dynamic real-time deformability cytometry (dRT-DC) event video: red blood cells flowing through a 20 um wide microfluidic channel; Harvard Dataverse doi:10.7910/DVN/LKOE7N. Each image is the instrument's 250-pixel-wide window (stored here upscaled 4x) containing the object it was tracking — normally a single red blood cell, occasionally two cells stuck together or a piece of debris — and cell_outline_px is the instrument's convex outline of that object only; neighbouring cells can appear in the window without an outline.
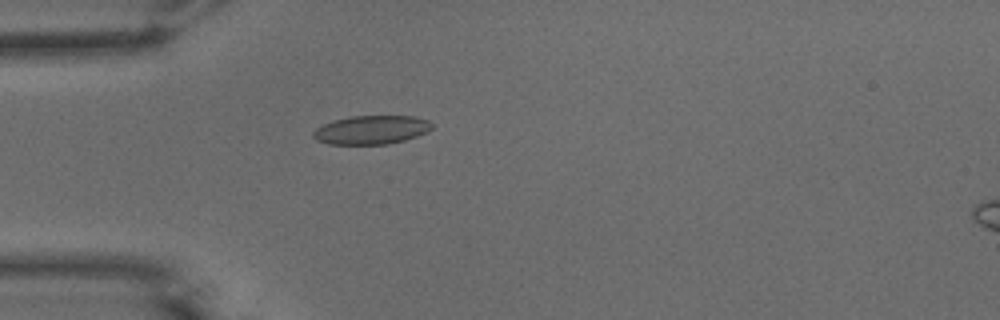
{"species": "common noctule bat (a hibernating species)", "species_latin": "Nyctalus noctula", "temperature_condition": "warm", "stored_images_in_passage": 38, "camera_frame_rate_fps": 3000, "um_per_image_px": 0.085, "animal": {"sex": "male", "body_mass_g": 15.6}, "frame": {"image": 1, "passage_image": 1, "time_ms": 0.0, "image_size_px": [1000, 320], "cell_outline_px": [[432, 128], [428, 132], [404, 140], [388, 144], [328, 144], [316, 140], [312, 136], [312, 132], [316, 128], [332, 120], [352, 116], [416, 116], [428, 120], [432, 124]], "centroid_in_image_um": [31.56, 11.03], "position_along_channel_um": 53.4, "area_um2": 19.94}}
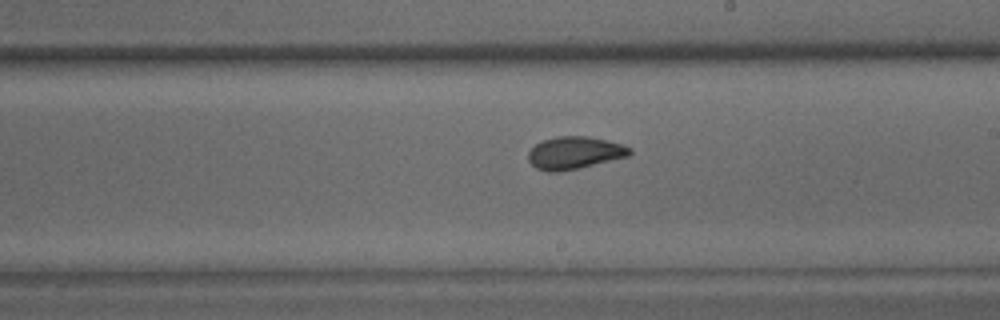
{"frame": {"image": 2, "passage_image": 16, "time_ms": 5.0, "image_size_px": [1000, 320], "cell_outline_px": [[632, 152], [628, 156], [580, 168], [560, 172], [548, 172], [536, 168], [528, 160], [528, 152], [536, 144], [544, 140], [556, 136], [588, 136], [608, 140], [624, 144], [632, 148]], "centroid_in_image_um": [48.86, 12.99], "position_along_channel_um": 240.1, "area_um2": 19.36}}
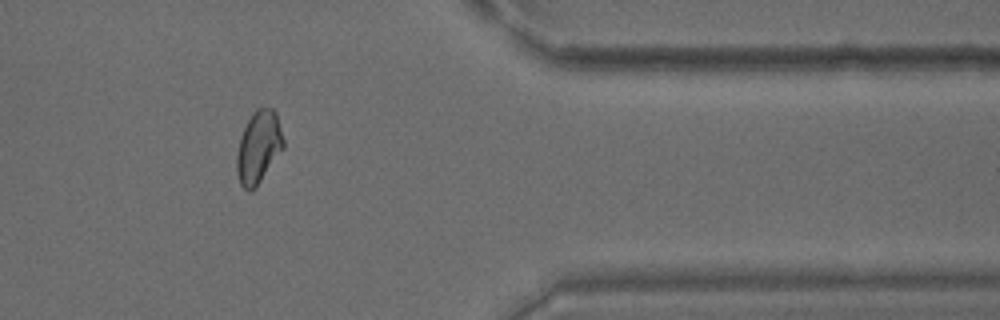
{"frame": {"image": 3, "passage_image": 29, "time_ms": 9.333, "image_size_px": [1000, 320], "cell_outline_px": [[284, 148], [256, 188], [248, 192], [240, 184], [236, 172], [236, 156], [240, 136], [252, 112], [256, 108], [272, 108], [276, 112], [284, 140]], "centroid_in_image_um": [21.97, 12.52], "position_along_channel_um": 389.4, "area_um2": 19.88}, "authors_computed_cell_mechanics": {"area_um2": 19.3052, "velocity_mm_per_s": 3.8756, "shape_relaxation_time_tau1_ms": 8.0077, "shape_relaxation_time_tau2_ms": 1.0464, "deformation_change_tau1": 0.1643, "deformation_change_tau2": 0.055}}